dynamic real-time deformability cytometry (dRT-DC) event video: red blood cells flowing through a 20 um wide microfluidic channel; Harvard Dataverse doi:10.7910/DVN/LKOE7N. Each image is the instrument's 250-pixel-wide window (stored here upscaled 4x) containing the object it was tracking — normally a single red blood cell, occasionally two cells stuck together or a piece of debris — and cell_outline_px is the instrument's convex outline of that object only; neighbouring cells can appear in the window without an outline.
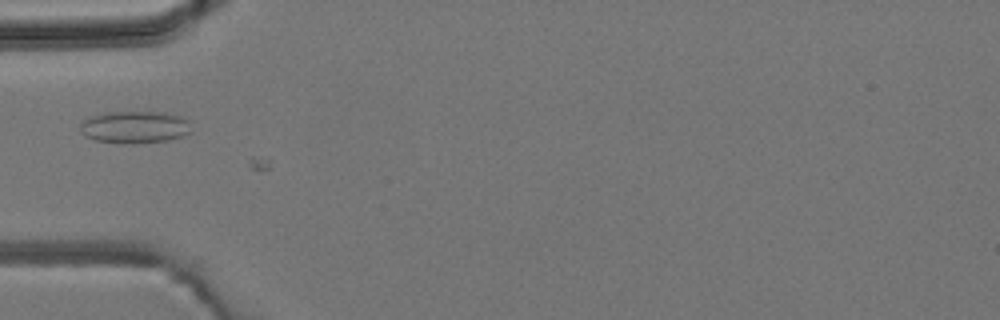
{"species": "common noctule bat (a hibernating species)", "species_latin": "Nyctalus noctula", "temperature_condition": "room temperature", "stored_images_in_passage": 5, "camera_frame_rate_fps": 3000, "um_per_image_px": 0.085, "animal": {"sex": "male", "body_mass_g": 19.2, "forearm_length_mm": 51.8}, "frame": {"image": 1, "passage_image": 4, "time_ms": 3.667, "image_size_px": [1000, 320], "cell_outline_px": [[192, 132], [168, 140], [136, 144], [120, 144], [96, 140], [84, 136], [80, 132], [80, 124], [88, 116], [108, 112], [168, 112], [180, 116], [188, 120]], "centroid_in_image_um": [11.43, 10.81], "position_along_channel_um": 73.6, "area_um2": 21.21}}